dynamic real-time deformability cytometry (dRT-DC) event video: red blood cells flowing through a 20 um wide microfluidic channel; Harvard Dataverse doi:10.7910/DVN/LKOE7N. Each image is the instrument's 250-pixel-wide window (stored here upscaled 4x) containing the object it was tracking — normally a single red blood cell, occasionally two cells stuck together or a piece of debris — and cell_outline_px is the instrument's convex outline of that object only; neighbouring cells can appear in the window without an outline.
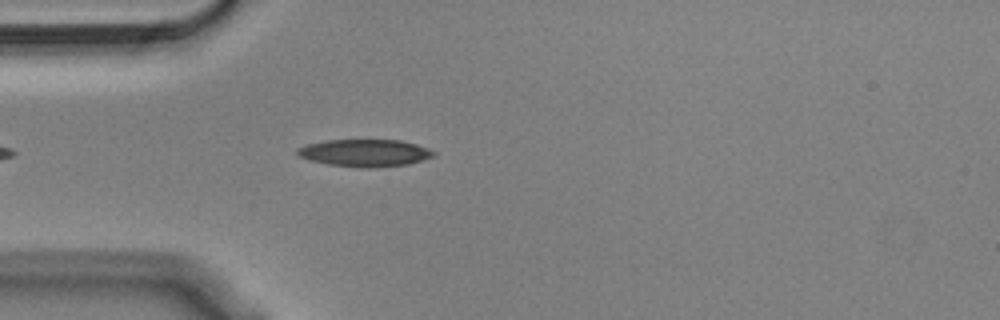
{"species": "Egyptian fruit bat (a non-hibernating species)", "species_latin": "Rousettus aegyptiacus", "temperature_condition": "cold", "stored_images_in_passage": 11, "camera_frame_rate_fps": 3000, "um_per_image_px": 0.085, "animal": {"sex": "male"}, "frame": {"image": 1, "passage_image": 7, "time_ms": 2.0, "image_size_px": [1000, 320], "cell_outline_px": [[436, 152], [432, 156], [424, 160], [408, 164], [364, 168], [360, 168], [328, 164], [308, 160], [300, 156], [296, 152], [296, 148], [308, 144], [328, 140], [400, 140], [416, 144], [428, 148]], "centroid_in_image_um": [31.0, 13.0], "position_along_channel_um": 54.0, "area_um2": 21.56}}
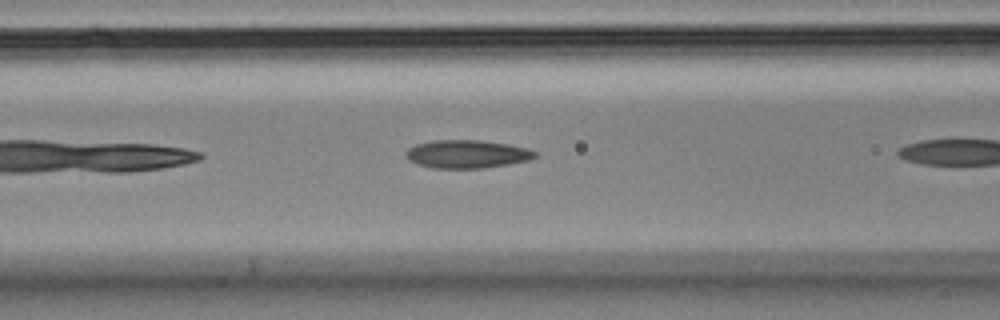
{"frame": {"image": 2, "passage_image": 10, "time_ms": 3.0, "image_size_px": [1000, 320], "cell_outline_px": [[536, 156], [528, 160], [508, 164], [484, 168], [432, 168], [416, 164], [408, 160], [404, 156], [404, 152], [408, 148], [416, 144], [436, 140], [480, 140], [508, 144], [528, 148], [536, 152]], "centroid_in_image_um": [39.64, 13.1], "position_along_channel_um": 127.0, "area_um2": 21.27}}